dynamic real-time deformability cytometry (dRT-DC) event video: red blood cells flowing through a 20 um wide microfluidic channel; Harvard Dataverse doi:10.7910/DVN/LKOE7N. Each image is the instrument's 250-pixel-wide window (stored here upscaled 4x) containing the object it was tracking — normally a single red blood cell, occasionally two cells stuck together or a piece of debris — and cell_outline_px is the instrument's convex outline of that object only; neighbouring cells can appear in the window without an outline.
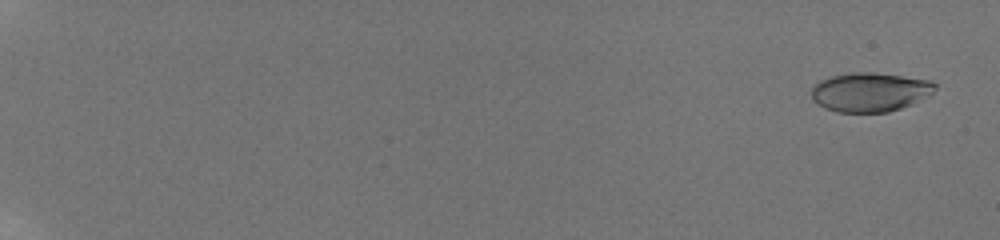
{"species": "human", "species_latin": "Homo sapiens", "temperature_condition": "room temperature", "stored_images_in_passage": 19, "camera_frame_rate_fps": 3000, "um_per_image_px": 0.085, "donor": {"sex": "male"}, "frame": {"image": 1, "passage_image": 2, "time_ms": 0.667, "image_size_px": [1000, 240], "cell_outline_px": [[936, 88], [932, 92], [912, 104], [888, 112], [836, 112], [824, 108], [816, 104], [812, 100], [812, 88], [820, 80], [832, 76], [852, 72], [872, 72], [928, 80], [936, 84]], "centroid_in_image_um": [73.9, 7.83], "position_along_channel_um": 11.1, "area_um2": 27.98}}
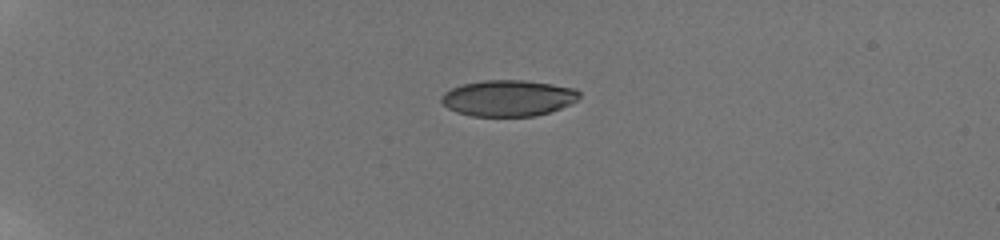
{"frame": {"image": 2, "passage_image": 11, "time_ms": 5.667, "image_size_px": [1000, 240], "cell_outline_px": [[580, 96], [572, 104], [536, 116], [472, 116], [456, 112], [448, 108], [440, 100], [440, 96], [444, 92], [452, 88], [464, 84], [484, 80], [524, 80], [552, 84], [576, 88], [580, 92]], "centroid_in_image_um": [43.2, 8.34], "position_along_channel_um": 41.8, "area_um2": 29.13}}
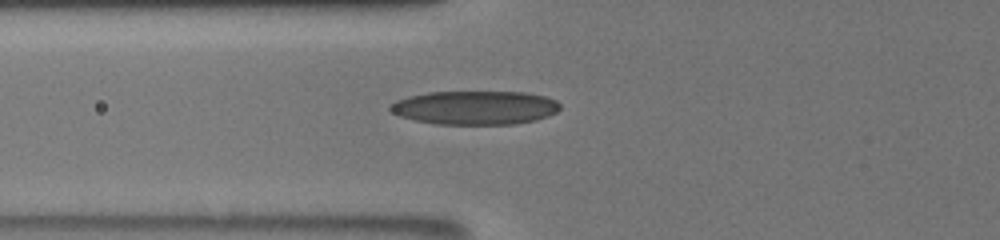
{"frame": {"image": 3, "passage_image": 18, "time_ms": 8.667, "image_size_px": [1000, 240], "cell_outline_px": [[560, 108], [556, 112], [548, 116], [536, 120], [516, 124], [436, 124], [416, 120], [400, 116], [392, 112], [388, 108], [388, 104], [396, 100], [408, 96], [428, 92], [524, 92], [544, 96], [556, 100], [560, 104]], "centroid_in_image_um": [40.36, 9.15], "position_along_channel_um": 85.4, "area_um2": 33.52}}